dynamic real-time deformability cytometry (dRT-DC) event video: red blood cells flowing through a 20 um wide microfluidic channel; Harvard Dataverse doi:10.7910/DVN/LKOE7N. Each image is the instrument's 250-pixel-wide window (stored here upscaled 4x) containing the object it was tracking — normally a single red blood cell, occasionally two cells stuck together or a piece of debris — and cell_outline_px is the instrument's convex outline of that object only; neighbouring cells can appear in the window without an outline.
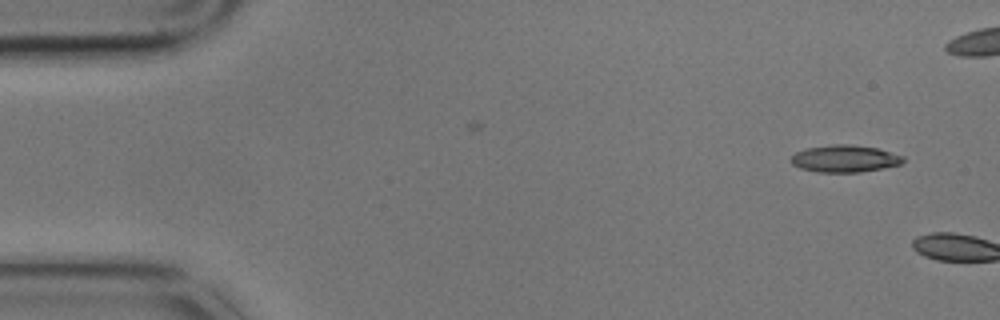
{"species": "common noctule bat (a hibernating species)", "species_latin": "Nyctalus noctula", "temperature_condition": "cold", "stored_images_in_passage": 2, "camera_frame_rate_fps": 3000, "um_per_image_px": 0.085, "animal": {"sex": "male", "body_mass_g": 17.9}, "frame": {"image": 1, "passage_image": 1, "time_ms": 0.0, "image_size_px": [1000, 320], "cell_outline_px": [[904, 160], [900, 164], [860, 172], [816, 172], [800, 168], [792, 164], [788, 160], [796, 152], [804, 148], [832, 144], [852, 144], [876, 148], [904, 156]], "centroid_in_image_um": [71.74, 13.47], "position_along_channel_um": 13.3, "area_um2": 17.74}}